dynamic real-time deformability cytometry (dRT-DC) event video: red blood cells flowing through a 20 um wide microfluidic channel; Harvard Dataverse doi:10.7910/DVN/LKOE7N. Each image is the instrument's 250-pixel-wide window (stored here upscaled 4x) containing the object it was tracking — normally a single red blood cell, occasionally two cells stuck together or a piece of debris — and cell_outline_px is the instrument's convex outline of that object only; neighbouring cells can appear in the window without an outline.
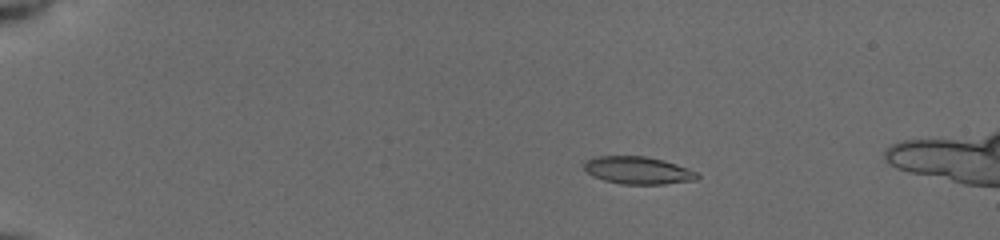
{"species": "common noctule bat (a hibernating species)", "species_latin": "Nyctalus noctula", "temperature_condition": "cold", "stored_images_in_passage": 54, "camera_frame_rate_fps": 3000, "um_per_image_px": 0.085, "animal": {"sex": "female", "body_mass_g": 19.5, "forearm_length_mm": 54.1}, "frame": {"image": 1, "passage_image": 11, "time_ms": 3.333, "image_size_px": [1000, 240], "cell_outline_px": [[700, 176], [696, 180], [664, 184], [620, 184], [604, 180], [592, 176], [584, 168], [584, 164], [588, 160], [596, 156], [644, 156], [664, 160], [688, 168], [696, 172]], "centroid_in_image_um": [54.24, 14.48], "position_along_channel_um": 30.8, "area_um2": 18.09}}
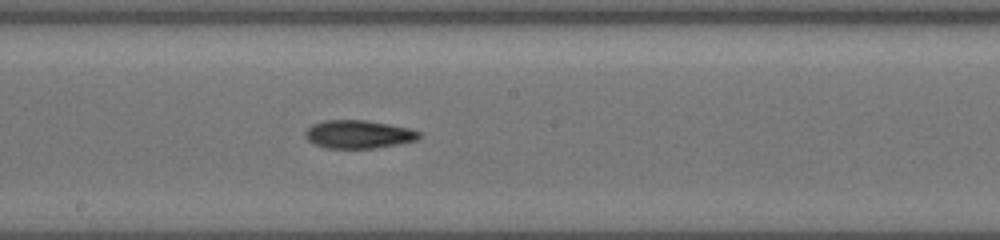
{"frame": {"image": 2, "passage_image": 32, "time_ms": 10.333, "image_size_px": [1000, 240], "cell_outline_px": [[424, 136], [416, 140], [400, 144], [376, 148], [324, 148], [312, 144], [304, 136], [304, 132], [312, 124], [324, 120], [364, 120], [388, 124], [408, 128], [420, 132]], "centroid_in_image_um": [30.46, 11.42], "position_along_channel_um": 217.7, "area_um2": 18.9}}
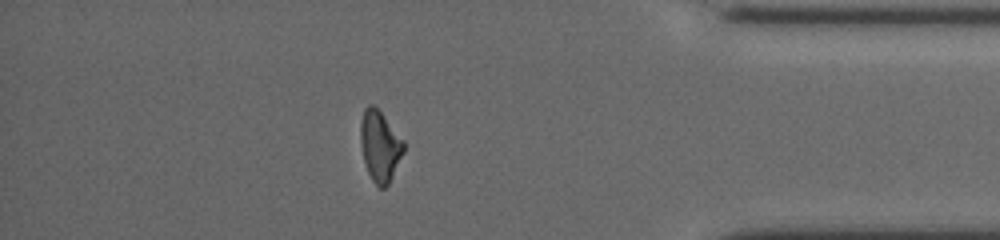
{"frame": {"image": 3, "passage_image": 48, "time_ms": 15.667, "image_size_px": [1000, 240], "cell_outline_px": [[404, 152], [388, 184], [384, 188], [380, 188], [372, 180], [368, 172], [364, 160], [360, 140], [360, 124], [364, 108], [368, 104], [372, 104], [380, 112], [404, 140]], "centroid_in_image_um": [32.29, 12.41], "position_along_channel_um": 402.9, "area_um2": 17.57}, "authors_computed_cell_mechanics": {"area_um2": 18.1203, "velocity_mm_per_s": 3.941, "shape_relaxation_time_tau1_ms": 3.2061, "shape_relaxation_time_tau2_ms": 5.4274, "deformation_change_tau1": 0.1167, "deformation_change_tau2": 0.1487}}